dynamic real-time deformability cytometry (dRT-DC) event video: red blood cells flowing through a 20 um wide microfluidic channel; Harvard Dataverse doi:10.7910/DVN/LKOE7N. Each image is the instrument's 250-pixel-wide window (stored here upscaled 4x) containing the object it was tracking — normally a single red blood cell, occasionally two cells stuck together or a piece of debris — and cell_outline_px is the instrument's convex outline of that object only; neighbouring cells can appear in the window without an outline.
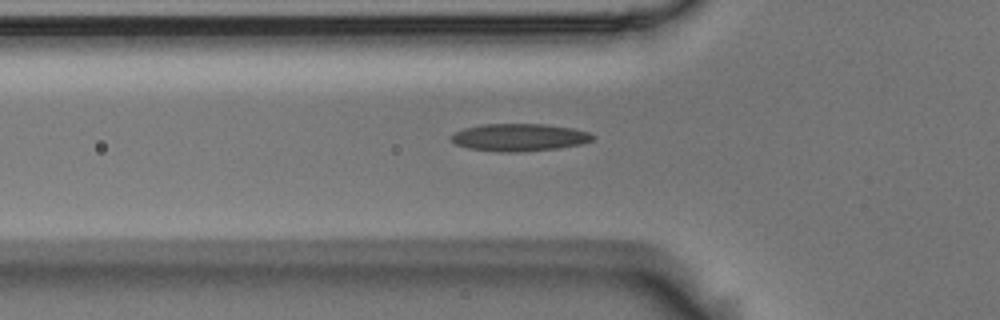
{"species": "Egyptian fruit bat (a non-hibernating species)", "species_latin": "Rousettus aegyptiacus", "temperature_condition": "room temperature", "stored_images_in_passage": 36, "camera_frame_rate_fps": 3000, "um_per_image_px": 0.085, "animal": {"sex": "male"}, "frame": {"image": 1, "passage_image": 2, "time_ms": 0.333, "image_size_px": [1000, 320], "cell_outline_px": [[596, 136], [592, 140], [580, 144], [560, 148], [516, 152], [500, 152], [468, 148], [456, 144], [448, 136], [452, 132], [464, 128], [484, 124], [544, 124], [572, 128], [588, 132]], "centroid_in_image_um": [44.11, 11.67], "position_along_channel_um": 81.7, "area_um2": 22.72}}
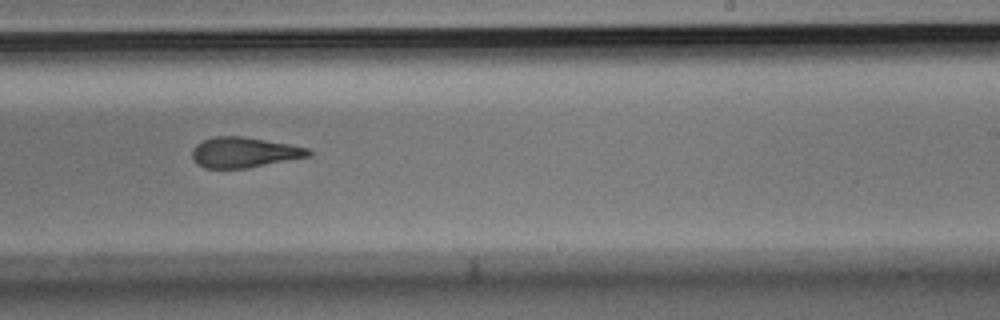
{"frame": {"image": 2, "passage_image": 17, "time_ms": 5.333, "image_size_px": [1000, 320], "cell_outline_px": [[312, 156], [248, 168], [204, 168], [192, 160], [192, 148], [196, 144], [212, 136], [244, 136], [288, 144], [308, 148], [312, 152]], "centroid_in_image_um": [20.74, 12.95], "position_along_channel_um": 268.3, "area_um2": 20.75}}
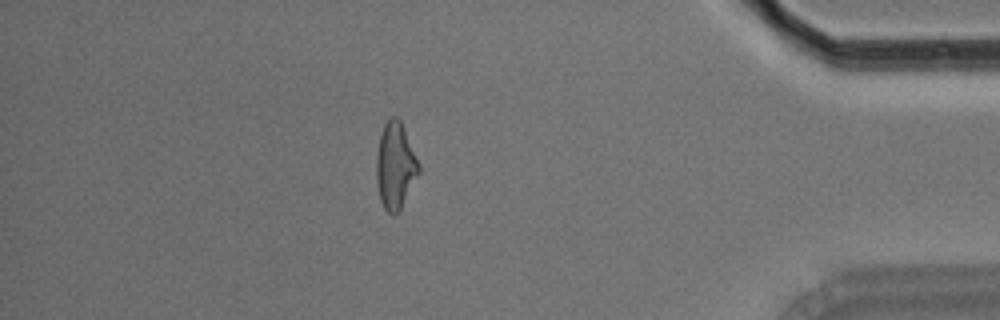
{"frame": {"image": 3, "passage_image": 31, "time_ms": 10.0, "image_size_px": [1000, 320], "cell_outline_px": [[420, 172], [400, 212], [392, 216], [384, 208], [380, 200], [376, 180], [376, 156], [380, 136], [384, 124], [392, 116], [396, 116], [400, 120], [404, 128], [420, 164]], "centroid_in_image_um": [33.61, 14.13], "position_along_channel_um": 401.6, "area_um2": 21.62}, "authors_computed_cell_mechanics": {"area_um2": 21.1837, "velocity_mm_per_s": 3.7113, "shape_relaxation_time_tau1_ms": null, "shape_relaxation_time_tau2_ms": 3.6497, "deformation_change_tau1": null, "deformation_change_tau2": 0.1357}}